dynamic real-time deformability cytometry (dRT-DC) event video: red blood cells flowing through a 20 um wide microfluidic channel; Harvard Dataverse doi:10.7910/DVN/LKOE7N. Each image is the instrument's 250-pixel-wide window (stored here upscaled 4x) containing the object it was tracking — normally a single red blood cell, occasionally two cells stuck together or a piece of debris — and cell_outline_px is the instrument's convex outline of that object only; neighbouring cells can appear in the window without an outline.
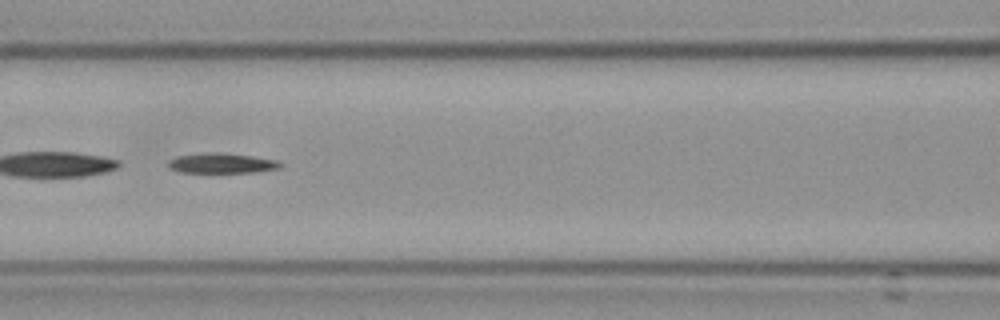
{"species": "Egyptian fruit bat (a non-hibernating species)", "species_latin": "Rousettus aegyptiacus", "temperature_condition": "cold", "stored_images_in_passage": 55, "segment_of_instrument_passage": [2, 2], "camera_frame_rate_fps": 3000, "um_per_image_px": 0.085, "frame": {"image": 1, "passage_image": 26, "time_ms": 8.333, "image_size_px": [1000, 320], "cell_outline_px": [[284, 164], [280, 168], [256, 172], [180, 172], [168, 168], [168, 160], [176, 156], [216, 152], [252, 156], [276, 160]], "centroid_in_image_um": [18.85, 13.88], "position_along_channel_um": 147.8, "area_um2": 13.01}}